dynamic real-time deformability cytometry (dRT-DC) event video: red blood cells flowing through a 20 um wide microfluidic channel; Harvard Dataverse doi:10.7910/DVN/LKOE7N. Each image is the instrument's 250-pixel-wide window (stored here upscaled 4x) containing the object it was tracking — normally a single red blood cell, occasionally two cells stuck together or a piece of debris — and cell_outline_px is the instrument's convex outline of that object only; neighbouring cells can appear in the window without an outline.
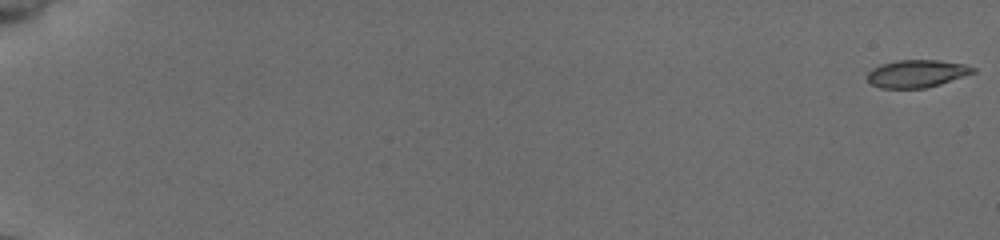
{"species": "common noctule bat (a hibernating species)", "species_latin": "Nyctalus noctula", "temperature_condition": "cold", "stored_images_in_passage": 55, "camera_frame_rate_fps": 3000, "um_per_image_px": 0.085, "animal": {"sex": "female", "body_mass_g": 19.5, "forearm_length_mm": 54.1}, "frame": {"image": 1, "passage_image": 1, "time_ms": 0.0, "image_size_px": [1000, 240], "cell_outline_px": [[976, 72], [940, 84], [924, 88], [880, 88], [872, 84], [868, 80], [868, 72], [872, 68], [880, 64], [896, 60], [940, 60], [964, 64], [976, 68]], "centroid_in_image_um": [77.93, 6.25], "position_along_channel_um": 7.1, "area_um2": 16.99}}
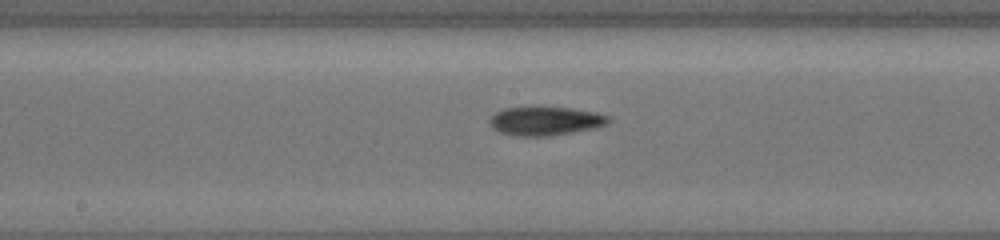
{"frame": {"image": 2, "passage_image": 32, "time_ms": 10.333, "image_size_px": [1000, 240], "cell_outline_px": [[608, 120], [604, 124], [588, 128], [568, 132], [544, 136], [524, 136], [500, 132], [492, 128], [488, 124], [488, 120], [496, 112], [504, 108], [572, 108], [596, 112], [608, 116]], "centroid_in_image_um": [46.26, 10.27], "position_along_channel_um": 201.9, "area_um2": 19.07}}
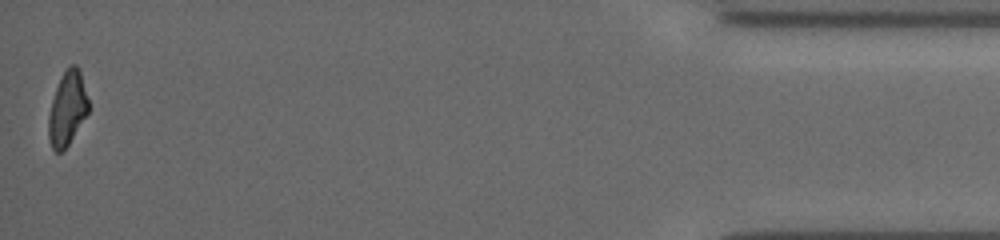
{"frame": {"image": 3, "passage_image": 55, "time_ms": 18.0, "image_size_px": [1000, 240], "cell_outline_px": [[88, 112], [68, 144], [60, 152], [56, 152], [52, 148], [48, 136], [48, 116], [52, 100], [56, 88], [68, 64], [76, 64], [80, 68], [88, 100]], "centroid_in_image_um": [5.72, 9.19], "position_along_channel_um": 429.5, "area_um2": 16.99}, "authors_computed_cell_mechanics": {"area_um2": 18.3804, "velocity_mm_per_s": 3.9394, "shape_relaxation_time_tau1_ms": 4.7672, "shape_relaxation_time_tau2_ms": 11.1879, "deformation_change_tau1": 0.1554, "deformation_change_tau2": 0.2146}}